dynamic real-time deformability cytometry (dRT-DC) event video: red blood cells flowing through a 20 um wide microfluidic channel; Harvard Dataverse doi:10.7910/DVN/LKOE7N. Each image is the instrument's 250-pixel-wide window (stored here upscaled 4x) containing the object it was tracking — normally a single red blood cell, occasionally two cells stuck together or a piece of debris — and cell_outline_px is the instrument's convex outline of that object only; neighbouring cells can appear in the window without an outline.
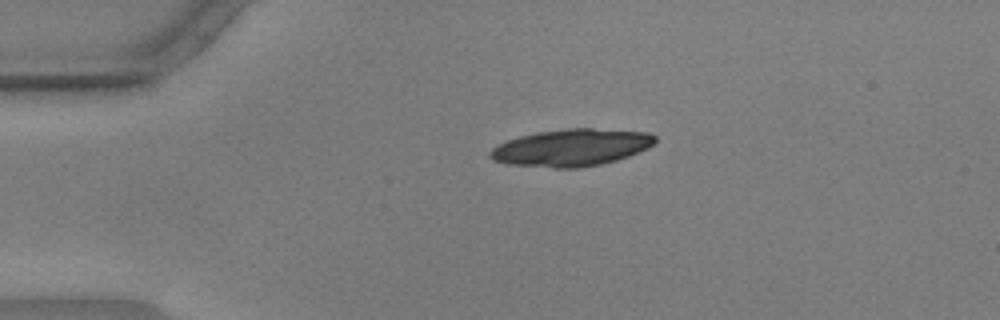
{"species": "common noctule bat (a hibernating species)", "species_latin": "Nyctalus noctula", "temperature_condition": "warm", "stored_images_in_passage": 45, "camera_frame_rate_fps": 3000, "um_per_image_px": 0.085, "animal": {"sex": "male", "body_mass_g": 17.9, "forearm_length_mm": 54.2}, "frame": {"image": 1, "passage_image": 1, "time_ms": 0.0, "image_size_px": [1000, 320], "cell_outline_px": [[656, 144], [648, 148], [628, 156], [616, 160], [600, 164], [580, 168], [552, 168], [508, 164], [492, 160], [488, 156], [488, 152], [496, 144], [520, 136], [536, 132], [568, 128], [592, 128], [648, 132], [656, 136]], "centroid_in_image_um": [48.55, 12.54], "position_along_channel_um": 36.4, "area_um2": 35.95}}